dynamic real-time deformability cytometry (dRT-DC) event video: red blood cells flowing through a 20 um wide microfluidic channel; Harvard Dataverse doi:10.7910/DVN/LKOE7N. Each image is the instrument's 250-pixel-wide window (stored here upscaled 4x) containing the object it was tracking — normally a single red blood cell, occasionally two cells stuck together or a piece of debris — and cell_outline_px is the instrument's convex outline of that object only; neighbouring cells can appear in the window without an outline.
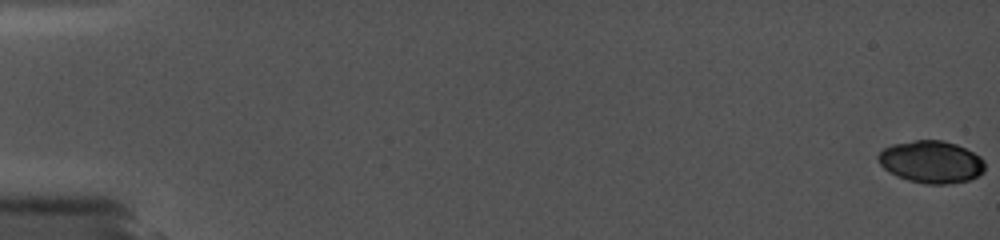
{"species": "common noctule bat (a hibernating species)", "species_latin": "Nyctalus noctula", "temperature_condition": "cold", "stored_images_in_passage": 45, "camera_frame_rate_fps": 5000, "um_per_image_px": 0.085, "animal": {"sex": "female", "body_mass_g": 19.0, "forearm_length_mm": 56.7}, "frame": {"image": 1, "passage_image": 1, "time_ms": 0.0, "image_size_px": [1000, 240], "cell_outline_px": [[984, 172], [968, 180], [948, 184], [924, 184], [908, 180], [896, 176], [884, 168], [880, 164], [876, 156], [884, 148], [892, 144], [916, 140], [940, 140], [956, 144], [980, 156], [984, 160]], "centroid_in_image_um": [79.14, 13.76], "position_along_channel_um": 5.9, "area_um2": 26.24}}
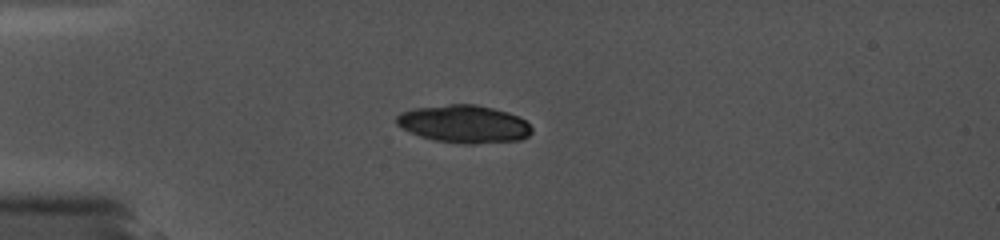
{"frame": {"image": 2, "passage_image": 38, "time_ms": 5.2, "image_size_px": [1000, 240], "cell_outline_px": [[532, 132], [528, 136], [520, 140], [472, 144], [464, 144], [436, 140], [420, 136], [396, 124], [396, 116], [400, 112], [412, 108], [448, 104], [476, 104], [508, 112], [520, 116], [532, 128]], "centroid_in_image_um": [39.45, 10.53], "position_along_channel_um": 45.5, "area_um2": 29.77}}